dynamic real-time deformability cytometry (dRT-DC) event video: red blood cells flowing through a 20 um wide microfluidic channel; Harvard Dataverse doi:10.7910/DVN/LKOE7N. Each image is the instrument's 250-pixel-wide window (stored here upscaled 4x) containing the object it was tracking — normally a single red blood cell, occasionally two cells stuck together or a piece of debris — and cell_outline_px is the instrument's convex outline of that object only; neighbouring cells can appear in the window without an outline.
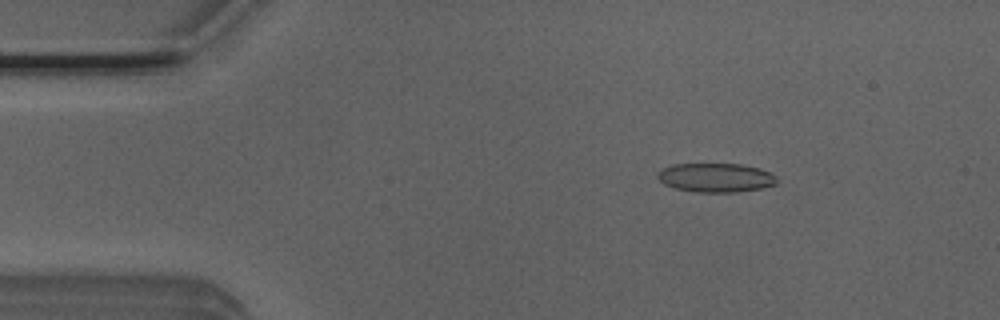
{"species": "Egyptian fruit bat (a non-hibernating species)", "species_latin": "Rousettus aegyptiacus", "temperature_condition": "room temperature", "stored_images_in_passage": 4, "camera_frame_rate_fps": 3000, "um_per_image_px": 0.085, "animal": {"sex": "male"}, "frame": {"image": 1, "passage_image": 2, "time_ms": 0.333, "image_size_px": [1000, 320], "cell_outline_px": [[776, 184], [760, 188], [736, 192], [696, 192], [676, 188], [664, 184], [656, 176], [656, 172], [672, 164], [740, 164], [760, 168], [776, 176]], "centroid_in_image_um": [60.81, 15.09], "position_along_channel_um": 24.2, "area_um2": 20.06}}
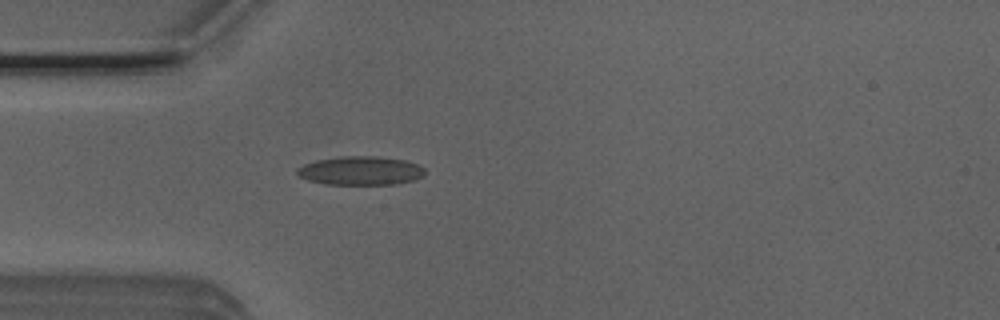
{"frame": {"image": 2, "passage_image": 4, "time_ms": 1.0, "image_size_px": [1000, 320], "cell_outline_px": [[424, 176], [416, 180], [396, 184], [324, 184], [308, 180], [300, 176], [296, 172], [296, 168], [304, 164], [316, 160], [340, 156], [376, 156], [404, 160], [416, 164], [424, 168]], "centroid_in_image_um": [30.65, 14.51], "position_along_channel_um": 54.4, "area_um2": 21.44}}